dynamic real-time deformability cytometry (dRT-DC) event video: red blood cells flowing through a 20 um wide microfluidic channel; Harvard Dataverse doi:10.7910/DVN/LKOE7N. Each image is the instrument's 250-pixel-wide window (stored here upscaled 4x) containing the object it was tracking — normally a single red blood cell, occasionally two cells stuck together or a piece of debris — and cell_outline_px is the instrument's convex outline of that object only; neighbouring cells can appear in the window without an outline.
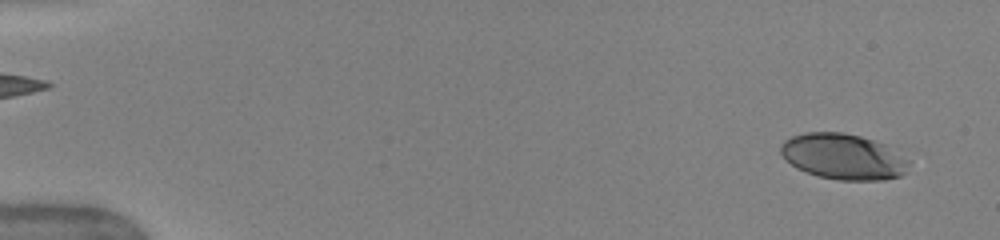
{"species": "human", "species_latin": "Homo sapiens", "temperature_condition": "warm", "stored_images_in_passage": 49, "camera_frame_rate_fps": 3000, "um_per_image_px": 0.085, "donor": {"sex": "female"}, "frame": {"image": 1, "passage_image": 1, "time_ms": 0.0, "image_size_px": [1000, 240], "cell_outline_px": [[908, 164], [904, 172], [900, 176], [884, 180], [836, 180], [816, 176], [796, 168], [780, 152], [780, 144], [784, 140], [792, 136], [804, 132], [844, 132], [860, 136], [884, 144], [908, 160]], "centroid_in_image_um": [71.63, 13.31], "position_along_channel_um": 13.4, "area_um2": 33.99}}
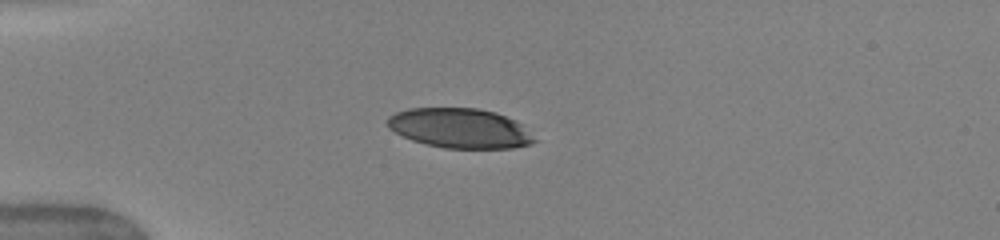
{"frame": {"image": 2, "passage_image": 12, "time_ms": 3.667, "image_size_px": [1000, 240], "cell_outline_px": [[540, 140], [532, 144], [512, 148], [444, 148], [412, 140], [388, 128], [388, 116], [396, 112], [408, 108], [476, 108], [496, 112], [520, 124]], "centroid_in_image_um": [39.12, 10.9], "position_along_channel_um": 45.9, "area_um2": 33.93}}
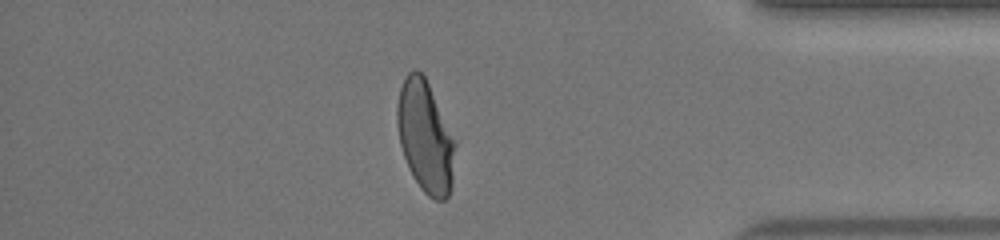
{"frame": {"image": 3, "passage_image": 42, "time_ms": 13.667, "image_size_px": [1000, 240], "cell_outline_px": [[456, 144], [452, 184], [448, 196], [444, 200], [436, 200], [428, 196], [420, 188], [412, 176], [408, 168], [400, 144], [396, 124], [396, 104], [400, 88], [408, 72], [412, 68], [416, 68], [424, 76], [456, 140]], "centroid_in_image_um": [36.14, 11.63], "position_along_channel_um": 399.1, "area_um2": 37.92}, "authors_computed_cell_mechanics": {"area_um2": 37.9168, "velocity_mm_per_s": 4.0528, "shape_relaxation_time_tau1_ms": 5.844, "shape_relaxation_time_tau2_ms": 0.8099, "deformation_change_tau1": 0.2363, "deformation_change_tau2": 0.0702}}